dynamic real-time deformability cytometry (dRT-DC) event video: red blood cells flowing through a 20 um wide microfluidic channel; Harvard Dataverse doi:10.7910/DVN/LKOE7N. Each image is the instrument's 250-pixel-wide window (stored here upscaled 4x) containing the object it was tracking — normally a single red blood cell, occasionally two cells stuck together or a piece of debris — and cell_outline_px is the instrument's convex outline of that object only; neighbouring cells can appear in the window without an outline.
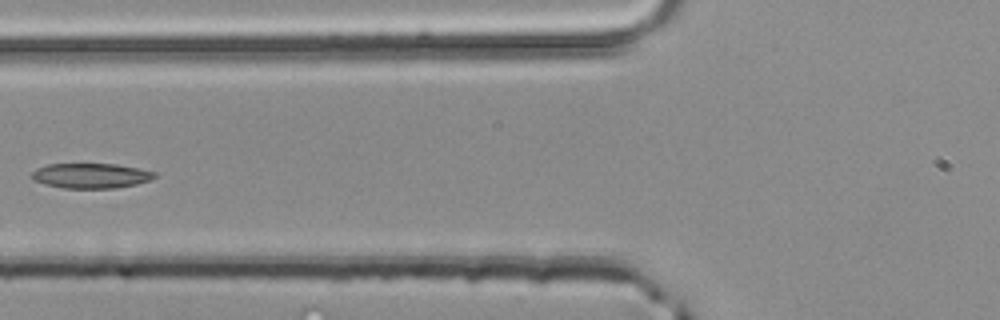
{"species": "common noctule bat (a hibernating species)", "species_latin": "Nyctalus noctula", "temperature_condition": "room temperature", "stored_images_in_passage": 4, "camera_frame_rate_fps": 3000, "um_per_image_px": 0.085, "animal": {"sex": "male", "body_mass_g": 20.4}, "frame": {"image": 1, "passage_image": 4, "time_ms": 1.0, "image_size_px": [1000, 320], "cell_outline_px": [[156, 176], [148, 180], [136, 184], [116, 188], [64, 188], [32, 180], [32, 172], [36, 168], [48, 164], [116, 164], [140, 168], [156, 172]], "centroid_in_image_um": [7.74, 14.93], "position_along_channel_um": 118.1, "area_um2": 17.8}}